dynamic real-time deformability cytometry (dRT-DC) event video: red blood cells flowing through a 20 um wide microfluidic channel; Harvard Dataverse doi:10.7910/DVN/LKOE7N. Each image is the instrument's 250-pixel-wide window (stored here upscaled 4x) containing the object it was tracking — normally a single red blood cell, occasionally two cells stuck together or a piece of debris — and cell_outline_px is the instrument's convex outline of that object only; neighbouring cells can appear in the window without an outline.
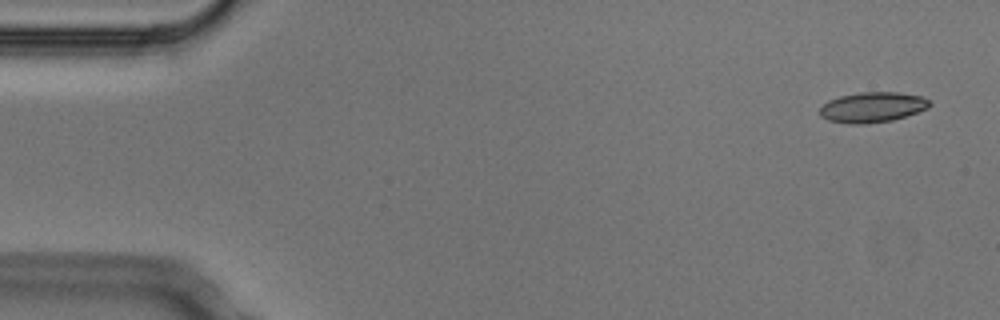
{"species": "Egyptian fruit bat (a non-hibernating species)", "species_latin": "Rousettus aegyptiacus", "temperature_condition": "cold", "stored_images_in_passage": 4, "camera_frame_rate_fps": 3000, "um_per_image_px": 0.085, "animal": {"sex": "male"}, "frame": {"image": 1, "passage_image": 1, "time_ms": 0.0, "image_size_px": [1000, 320], "cell_outline_px": [[932, 104], [928, 108], [892, 120], [864, 124], [852, 124], [828, 120], [820, 116], [820, 108], [828, 100], [840, 96], [860, 92], [900, 92], [924, 96]], "centroid_in_image_um": [74.16, 9.1], "position_along_channel_um": 10.8, "area_um2": 19.36}}
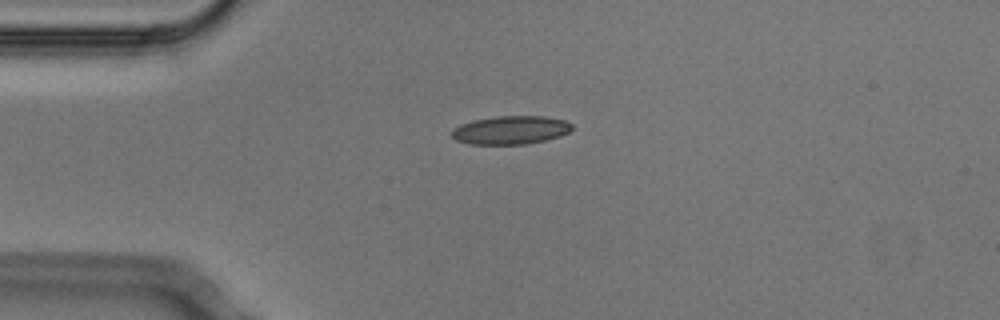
{"frame": {"image": 2, "passage_image": 4, "time_ms": 1.0, "image_size_px": [1000, 320], "cell_outline_px": [[572, 128], [568, 132], [560, 136], [528, 144], [468, 144], [456, 140], [452, 136], [452, 128], [460, 124], [472, 120], [496, 116], [544, 116], [564, 120], [572, 124]], "centroid_in_image_um": [43.38, 11.05], "position_along_channel_um": 41.6, "area_um2": 19.94}}